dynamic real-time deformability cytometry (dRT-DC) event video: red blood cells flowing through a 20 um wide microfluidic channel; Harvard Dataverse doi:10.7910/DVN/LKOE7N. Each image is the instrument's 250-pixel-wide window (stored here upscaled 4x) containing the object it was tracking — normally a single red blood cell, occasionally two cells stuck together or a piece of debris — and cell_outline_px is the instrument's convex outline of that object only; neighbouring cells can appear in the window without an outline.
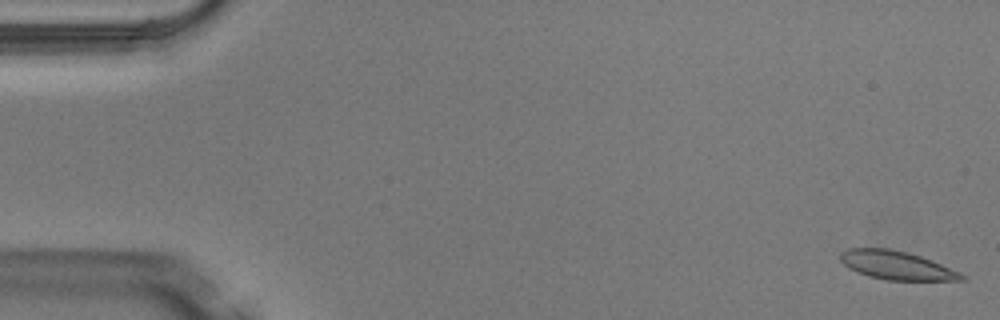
{"species": "Egyptian fruit bat (a non-hibernating species)", "species_latin": "Rousettus aegyptiacus", "temperature_condition": "warm", "stored_images_in_passage": 3, "camera_frame_rate_fps": 3000, "um_per_image_px": 0.085, "animal": {"sex": "male"}, "frame": {"image": 1, "passage_image": 1, "time_ms": 0.0, "image_size_px": [1000, 320], "cell_outline_px": [[968, 276], [964, 280], [884, 280], [868, 276], [856, 272], [848, 268], [840, 260], [840, 252], [848, 248], [888, 248], [908, 252], [932, 260], [960, 272]], "centroid_in_image_um": [76.2, 22.55], "position_along_channel_um": 8.8, "area_um2": 20.35}}